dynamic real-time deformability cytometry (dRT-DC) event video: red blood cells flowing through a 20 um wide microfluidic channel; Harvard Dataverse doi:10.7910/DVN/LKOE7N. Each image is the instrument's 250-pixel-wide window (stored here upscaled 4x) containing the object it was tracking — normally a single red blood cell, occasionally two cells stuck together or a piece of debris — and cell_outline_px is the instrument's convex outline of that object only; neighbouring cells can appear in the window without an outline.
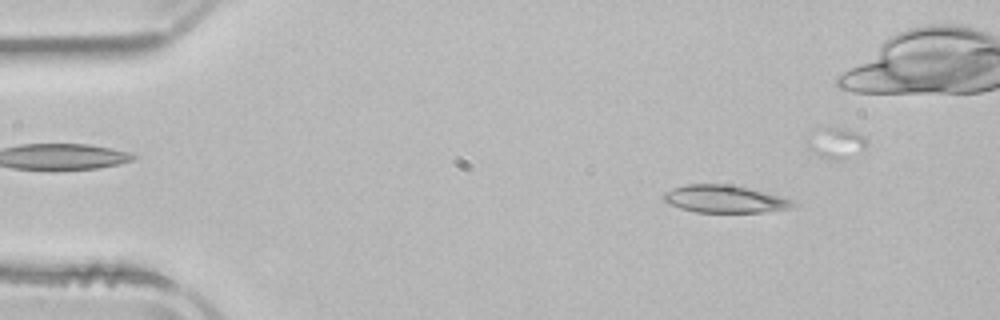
{"species": "common noctule bat (a hibernating species)", "species_latin": "Nyctalus noctula", "temperature_condition": "room temperature", "stored_images_in_passage": 41, "camera_frame_rate_fps": 3000, "um_per_image_px": 0.085, "animal": {"sex": "male", "body_mass_g": 21.5, "forearm_length_mm": 52.0}, "frame": {"image": 1, "passage_image": 6, "time_ms": 1.667, "image_size_px": [1000, 320], "cell_outline_px": [[800, 204], [792, 208], [764, 212], [696, 212], [680, 208], [668, 204], [660, 196], [664, 192], [672, 188], [688, 184], [728, 184], [792, 200]], "centroid_in_image_um": [61.54, 16.93], "position_along_channel_um": 23.5, "area_um2": 20.52}}
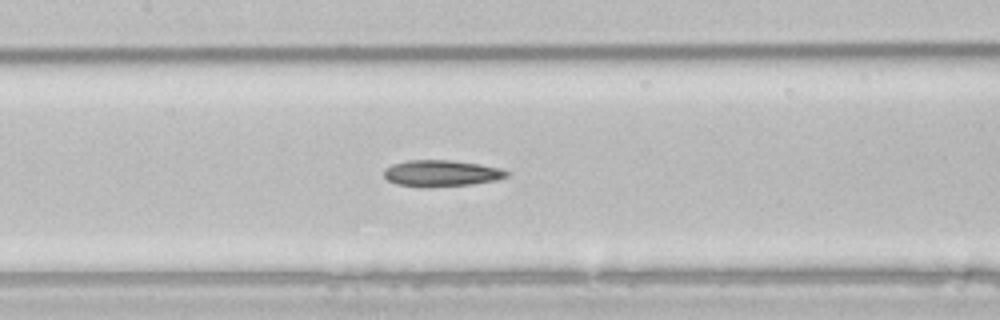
{"frame": {"image": 2, "passage_image": 23, "time_ms": 7.333, "image_size_px": [1000, 320], "cell_outline_px": [[512, 172], [508, 176], [496, 180], [472, 184], [432, 188], [420, 188], [396, 184], [388, 180], [384, 176], [384, 168], [392, 164], [408, 160], [452, 160], [480, 164], [500, 168]], "centroid_in_image_um": [37.51, 14.74], "position_along_channel_um": 169.9, "area_um2": 19.31}}
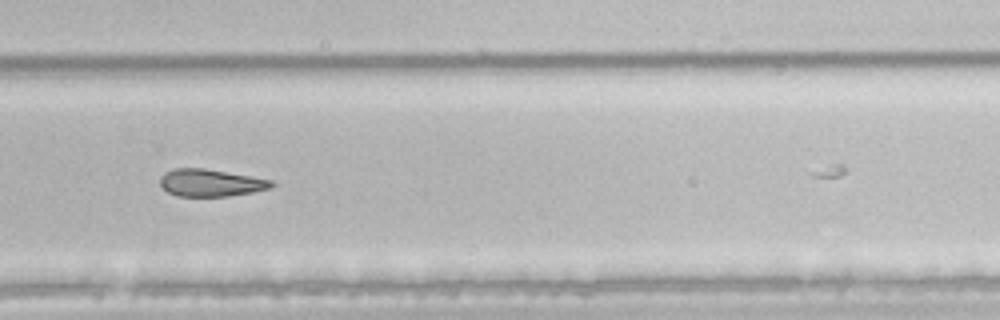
{"frame": {"image": 3, "passage_image": 34, "time_ms": 11.0, "image_size_px": [1000, 320], "cell_outline_px": [[276, 184], [272, 188], [252, 192], [228, 196], [176, 196], [168, 192], [160, 184], [160, 176], [164, 172], [176, 168], [204, 168], [252, 176], [272, 180]], "centroid_in_image_um": [17.92, 15.53], "position_along_channel_um": 311.9, "area_um2": 17.8}}